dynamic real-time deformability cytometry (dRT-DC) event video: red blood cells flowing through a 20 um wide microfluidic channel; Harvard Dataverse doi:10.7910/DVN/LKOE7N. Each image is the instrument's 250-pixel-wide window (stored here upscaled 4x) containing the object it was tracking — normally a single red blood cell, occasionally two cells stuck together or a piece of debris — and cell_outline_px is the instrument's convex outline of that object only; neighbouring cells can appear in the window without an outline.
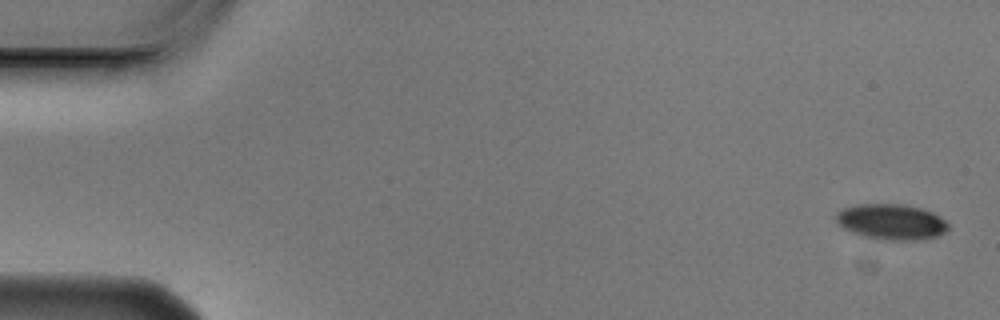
{"species": "Egyptian fruit bat (a non-hibernating species)", "species_latin": "Rousettus aegyptiacus", "temperature_condition": "cold", "stored_images_in_passage": 6, "camera_frame_rate_fps": 3000, "um_per_image_px": 0.085, "animal": {"sex": "male"}, "frame": {"image": 1, "passage_image": 1, "time_ms": 0.0, "image_size_px": [1000, 320], "cell_outline_px": [[948, 228], [944, 232], [936, 236], [916, 240], [880, 240], [864, 236], [852, 232], [844, 228], [836, 220], [836, 212], [844, 208], [856, 204], [900, 204], [920, 208], [932, 212], [940, 216], [948, 224]], "centroid_in_image_um": [75.75, 18.85], "position_along_channel_um": 9.2, "area_um2": 23.12}}
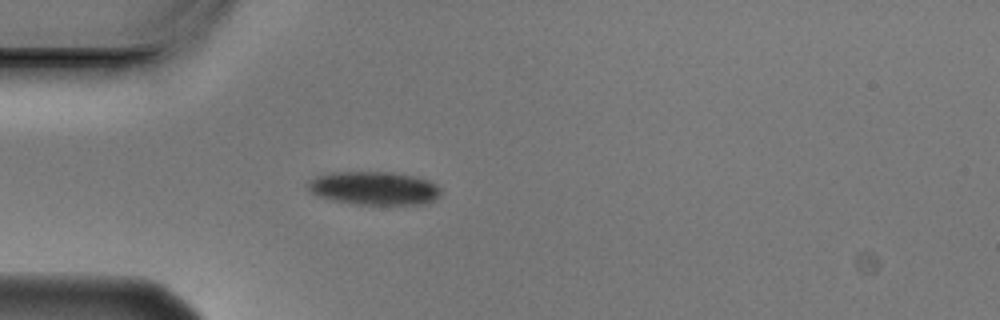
{"frame": {"image": 2, "passage_image": 5, "time_ms": 1.333, "image_size_px": [1000, 320], "cell_outline_px": [[440, 196], [424, 204], [356, 204], [332, 200], [320, 196], [312, 192], [308, 188], [308, 180], [316, 176], [332, 172], [392, 172], [416, 176], [428, 180], [436, 184], [440, 188]], "centroid_in_image_um": [31.81, 15.99], "position_along_channel_um": 53.2, "area_um2": 25.78}}